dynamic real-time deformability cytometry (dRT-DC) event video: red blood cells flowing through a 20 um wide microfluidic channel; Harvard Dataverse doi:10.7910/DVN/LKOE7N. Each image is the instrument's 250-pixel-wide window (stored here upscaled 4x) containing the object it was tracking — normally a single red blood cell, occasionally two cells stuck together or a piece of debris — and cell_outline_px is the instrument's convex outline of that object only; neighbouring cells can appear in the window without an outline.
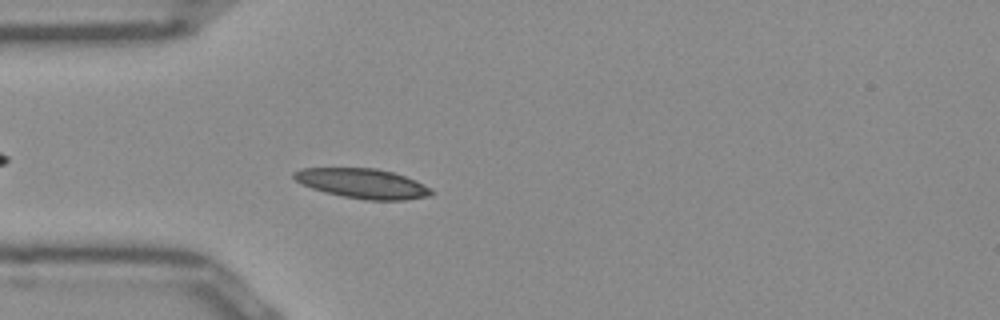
{"species": "Egyptian fruit bat (a non-hibernating species)", "species_latin": "Rousettus aegyptiacus", "temperature_condition": "room temperature", "stored_images_in_passage": 51, "camera_frame_rate_fps": 3000, "um_per_image_px": 0.085, "frame": {"image": 1, "passage_image": 14, "time_ms": 4.333, "image_size_px": [1000, 320], "cell_outline_px": [[436, 192], [432, 196], [404, 200], [368, 200], [344, 196], [324, 192], [300, 184], [292, 176], [292, 172], [300, 168], [376, 168], [392, 172], [416, 180], [432, 188]], "centroid_in_image_um": [30.84, 15.6], "position_along_channel_um": 54.2, "area_um2": 24.04}}
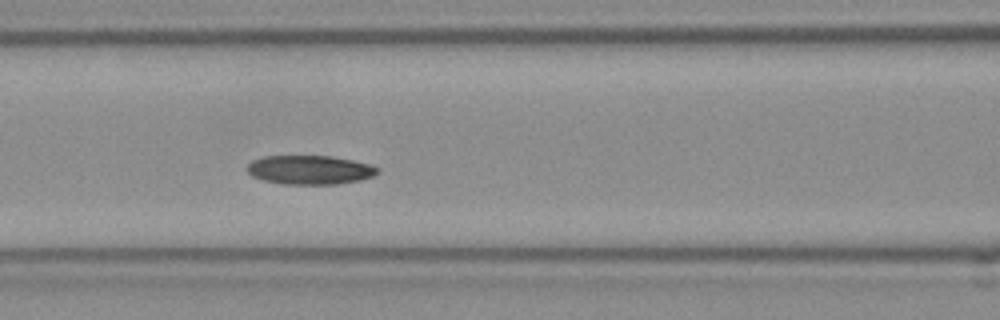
{"frame": {"image": 2, "passage_image": 21, "time_ms": 6.667, "image_size_px": [1000, 320], "cell_outline_px": [[380, 172], [372, 176], [360, 180], [336, 184], [284, 184], [264, 180], [252, 176], [244, 168], [252, 160], [264, 156], [332, 156], [352, 160], [368, 164], [380, 168]], "centroid_in_image_um": [26.32, 14.43], "position_along_channel_um": 140.3, "area_um2": 22.08}}
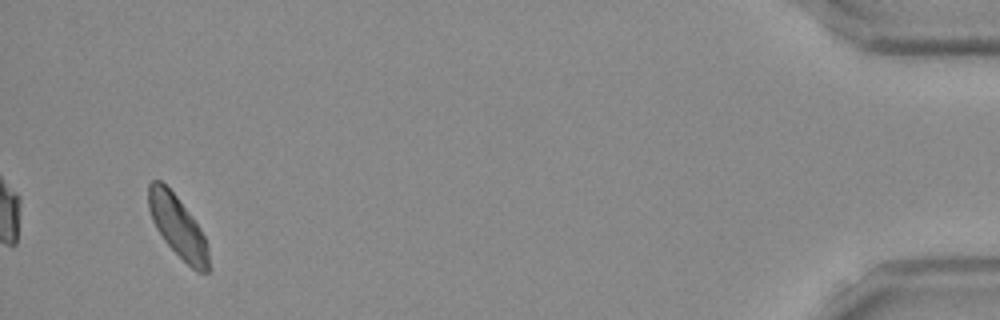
{"frame": {"image": 3, "passage_image": 49, "time_ms": 16.0, "image_size_px": [1000, 320], "cell_outline_px": [[208, 272], [196, 272], [164, 240], [156, 228], [152, 220], [148, 208], [148, 184], [152, 180], [160, 180], [176, 196], [192, 216], [200, 228], [208, 244]], "centroid_in_image_um": [15.09, 19.24], "position_along_channel_um": 420.1, "area_um2": 21.27}, "authors_computed_cell_mechanics": {"area_um2": 21.964, "velocity_mm_per_s": 3.8835, "shape_relaxation_time_tau1_ms": 8.7368, "shape_relaxation_time_tau2_ms": 7.0262, "deformation_change_tau1": 0.1442, "deformation_change_tau2": 0.1023}}